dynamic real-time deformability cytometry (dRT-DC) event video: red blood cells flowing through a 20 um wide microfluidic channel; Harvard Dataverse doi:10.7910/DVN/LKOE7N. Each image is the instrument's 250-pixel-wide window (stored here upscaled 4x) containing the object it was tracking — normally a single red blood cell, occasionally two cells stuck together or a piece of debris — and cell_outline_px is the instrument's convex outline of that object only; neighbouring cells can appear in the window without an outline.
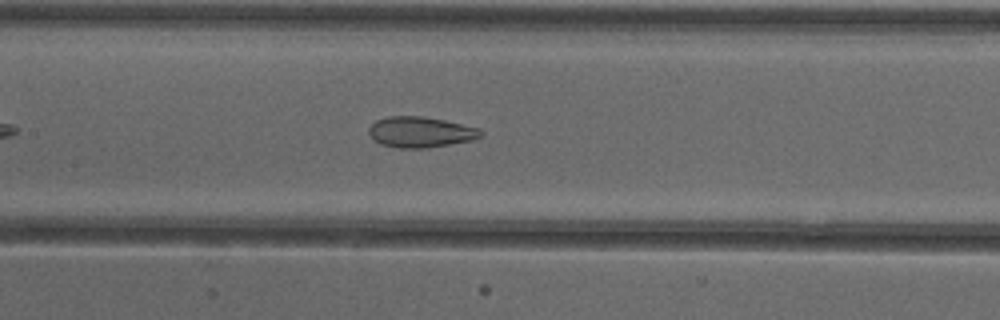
{"species": "common noctule bat (a hibernating species)", "species_latin": "Nyctalus noctula", "temperature_condition": "cold", "stored_images_in_passage": 40, "camera_frame_rate_fps": 3000, "um_per_image_px": 0.085, "animal": {"sex": "female"}, "frame": {"image": 1, "passage_image": 13, "time_ms": 4.0, "image_size_px": [1000, 320], "cell_outline_px": [[484, 136], [472, 140], [428, 148], [400, 148], [380, 144], [372, 140], [368, 132], [368, 128], [376, 120], [388, 116], [424, 116], [444, 120], [480, 128], [484, 132]], "centroid_in_image_um": [35.75, 11.23], "position_along_channel_um": 171.7, "area_um2": 20.29}}
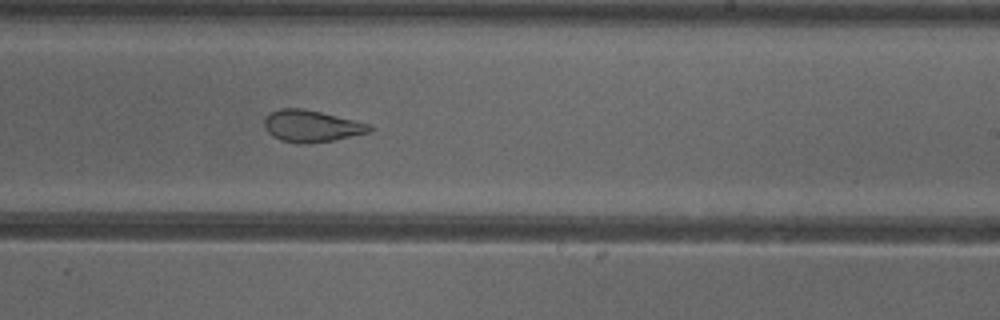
{"frame": {"image": 2, "passage_image": 20, "time_ms": 6.333, "image_size_px": [1000, 320], "cell_outline_px": [[372, 128], [368, 132], [332, 140], [300, 144], [280, 140], [272, 136], [264, 128], [264, 120], [272, 112], [280, 108], [304, 108], [372, 124]], "centroid_in_image_um": [26.45, 10.71], "position_along_channel_um": 262.5, "area_um2": 19.31}}
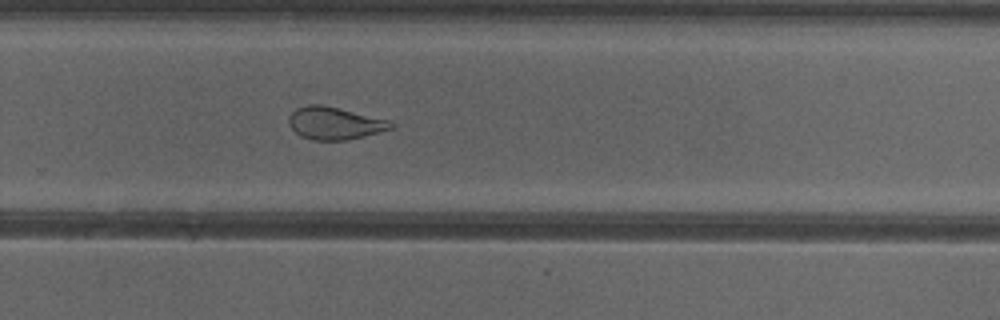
{"frame": {"image": 3, "passage_image": 23, "time_ms": 7.333, "image_size_px": [1000, 320], "cell_outline_px": [[396, 128], [364, 136], [344, 140], [316, 140], [300, 136], [292, 128], [288, 120], [288, 116], [296, 108], [308, 104], [320, 104], [388, 120], [396, 124]], "centroid_in_image_um": [28.46, 10.47], "position_along_channel_um": 301.3, "area_um2": 19.19}, "authors_computed_cell_mechanics": {"area_um2": 22.1663, "velocity_mm_per_s": 3.9135, "shape_relaxation_time_tau1_ms": null, "shape_relaxation_time_tau2_ms": 1.615, "deformation_change_tau1": null, "deformation_change_tau2": 0.0943}}